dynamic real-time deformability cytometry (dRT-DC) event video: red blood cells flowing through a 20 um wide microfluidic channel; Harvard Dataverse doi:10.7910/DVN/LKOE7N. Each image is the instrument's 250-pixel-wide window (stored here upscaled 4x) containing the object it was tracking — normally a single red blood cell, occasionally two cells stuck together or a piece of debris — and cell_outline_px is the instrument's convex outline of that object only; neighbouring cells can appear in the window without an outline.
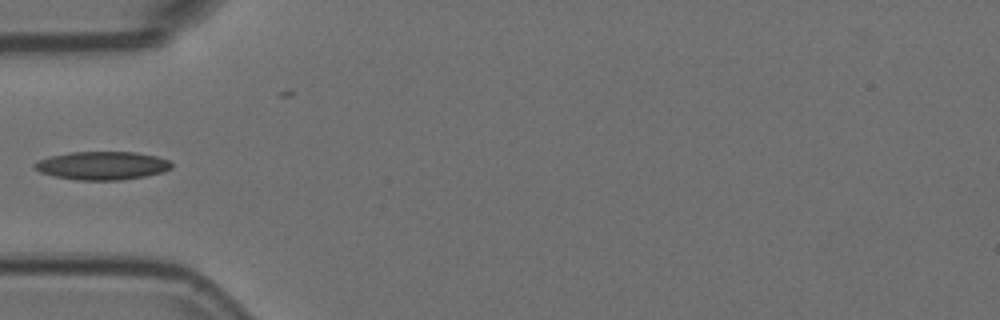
{"species": "Egyptian fruit bat (a non-hibernating species)", "species_latin": "Rousettus aegyptiacus", "temperature_condition": "room temperature", "stored_images_in_passage": 38, "camera_frame_rate_fps": 3000, "um_per_image_px": 0.085, "animal": {"sex": "female"}, "frame": {"image": 1, "passage_image": 1, "time_ms": 0.0, "image_size_px": [1000, 320], "cell_outline_px": [[172, 168], [164, 172], [144, 176], [120, 180], [76, 180], [56, 176], [40, 172], [32, 168], [32, 164], [36, 160], [52, 156], [72, 152], [136, 152], [156, 156], [168, 160], [172, 164]], "centroid_in_image_um": [8.67, 14.07], "position_along_channel_um": 76.3, "area_um2": 22.6}}
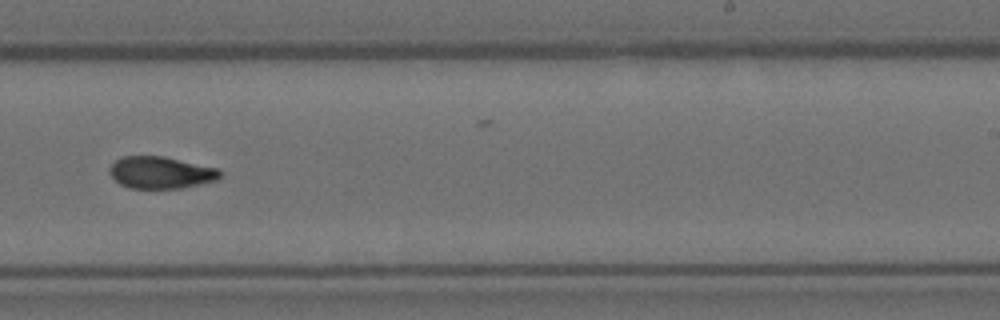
{"frame": {"image": 2, "passage_image": 17, "time_ms": 5.333, "image_size_px": [1000, 320], "cell_outline_px": [[220, 176], [216, 180], [200, 184], [180, 188], [128, 188], [120, 184], [108, 172], [108, 168], [116, 160], [124, 156], [164, 156], [220, 168]], "centroid_in_image_um": [13.66, 14.66], "position_along_channel_um": 275.3, "area_um2": 20.63}}
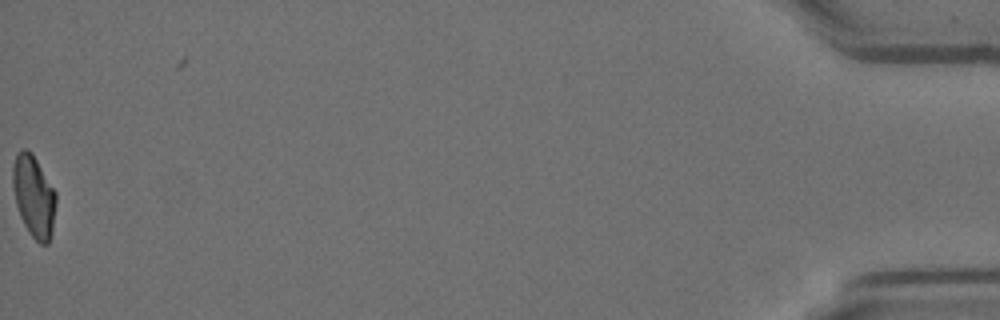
{"frame": {"image": 3, "passage_image": 38, "time_ms": 12.333, "image_size_px": [1000, 320], "cell_outline_px": [[56, 204], [52, 228], [48, 244], [40, 244], [28, 232], [20, 216], [16, 204], [12, 184], [12, 168], [16, 156], [20, 148], [28, 148], [32, 152], [56, 192]], "centroid_in_image_um": [2.86, 16.65], "position_along_channel_um": 432.3, "area_um2": 20.63}}